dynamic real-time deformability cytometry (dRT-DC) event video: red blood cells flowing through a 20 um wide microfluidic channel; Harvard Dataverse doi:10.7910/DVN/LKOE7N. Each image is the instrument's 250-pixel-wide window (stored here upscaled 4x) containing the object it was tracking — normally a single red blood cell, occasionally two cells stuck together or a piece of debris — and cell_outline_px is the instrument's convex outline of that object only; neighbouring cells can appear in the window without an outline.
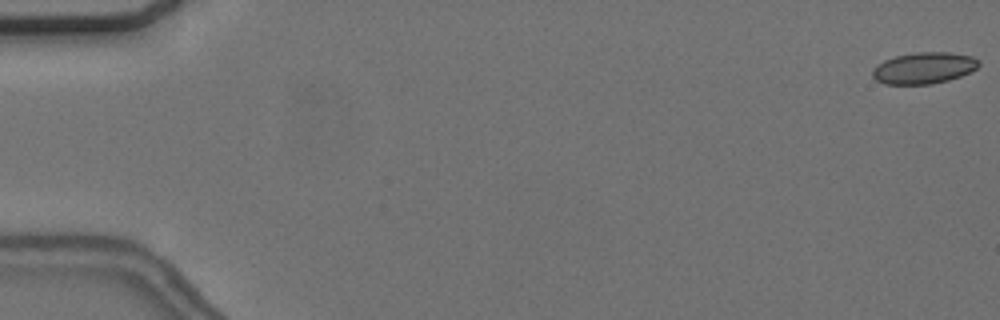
{"species": "common noctule bat (a hibernating species)", "species_latin": "Nyctalus noctula", "temperature_condition": "cold", "stored_images_in_passage": 57, "camera_frame_rate_fps": 3000, "um_per_image_px": 0.085, "animal": {"sex": "female", "body_mass_g": 24.6, "forearm_length_mm": 56.2}, "frame": {"image": 1, "passage_image": 1, "time_ms": 0.0, "image_size_px": [1000, 320], "cell_outline_px": [[980, 64], [976, 68], [960, 76], [948, 80], [932, 84], [884, 84], [876, 80], [872, 76], [872, 68], [876, 64], [884, 60], [896, 56], [916, 52], [948, 52], [972, 56], [980, 60]], "centroid_in_image_um": [78.5, 5.78], "position_along_channel_um": 6.5, "area_um2": 19.54}}
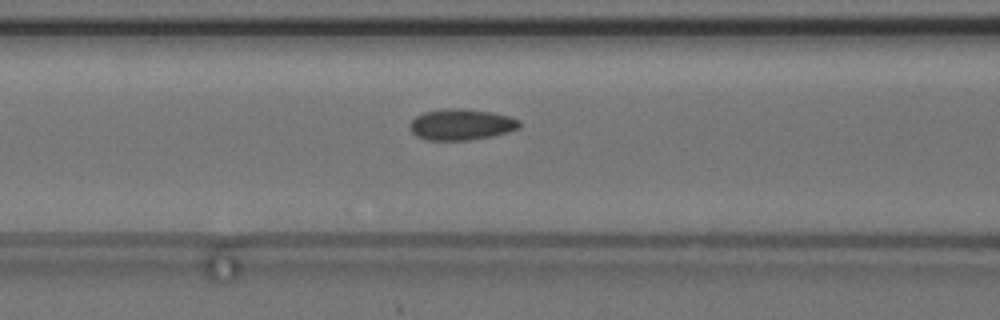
{"frame": {"image": 2, "passage_image": 24, "time_ms": 7.667, "image_size_px": [1000, 320], "cell_outline_px": [[520, 128], [508, 132], [492, 136], [468, 140], [428, 140], [416, 136], [412, 132], [412, 120], [416, 116], [424, 112], [444, 108], [460, 108], [492, 112], [508, 116], [520, 120]], "centroid_in_image_um": [39.23, 10.58], "position_along_channel_um": 127.4, "area_um2": 19.77}}
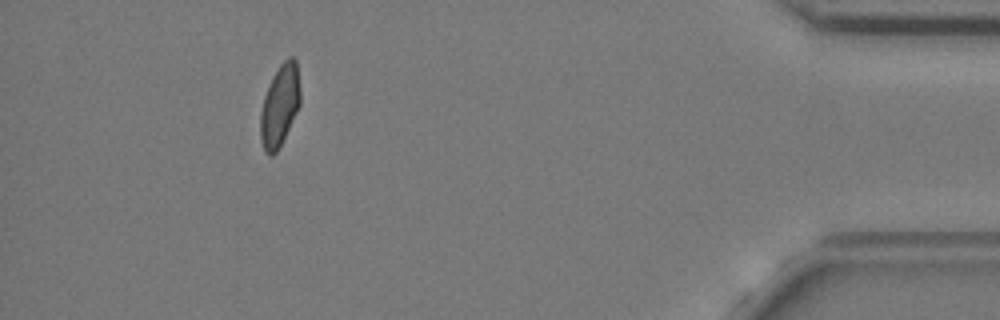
{"frame": {"image": 3, "passage_image": 52, "time_ms": 17.0, "image_size_px": [1000, 320], "cell_outline_px": [[300, 104], [276, 152], [272, 156], [268, 156], [264, 152], [260, 140], [260, 112], [264, 96], [272, 76], [280, 64], [288, 56], [292, 56], [296, 60], [300, 88]], "centroid_in_image_um": [23.76, 8.95], "position_along_channel_um": 411.4, "area_um2": 18.9}, "authors_computed_cell_mechanics": {"area_um2": 19.3052, "velocity_mm_per_s": 3.6699, "shape_relaxation_time_tau1_ms": null, "shape_relaxation_time_tau2_ms": 3.7281, "deformation_change_tau1": null, "deformation_change_tau2": 0.0908}}